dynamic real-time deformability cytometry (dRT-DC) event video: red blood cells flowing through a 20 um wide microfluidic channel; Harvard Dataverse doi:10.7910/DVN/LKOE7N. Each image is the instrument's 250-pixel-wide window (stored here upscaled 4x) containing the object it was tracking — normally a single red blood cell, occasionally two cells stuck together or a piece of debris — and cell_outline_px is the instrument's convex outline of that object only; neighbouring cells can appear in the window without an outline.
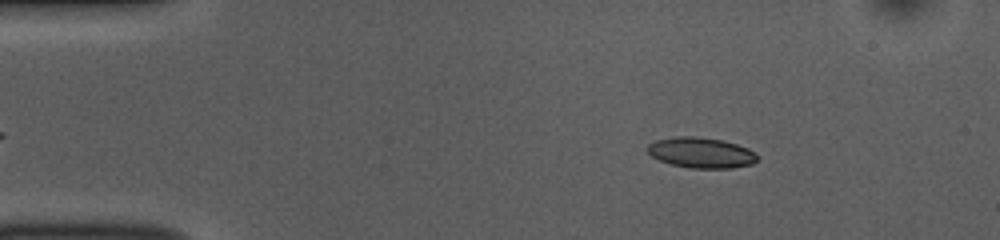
{"species": "common noctule bat (a hibernating species)", "species_latin": "Nyctalus noctula", "temperature_condition": "room temperature", "stored_images_in_passage": 50, "camera_frame_rate_fps": 3000, "um_per_image_px": 0.085, "animal": {"sex": "female", "body_mass_g": 10.0, "forearm_length_mm": 53.1}, "frame": {"image": 1, "passage_image": 5, "time_ms": 1.333, "image_size_px": [1000, 240], "cell_outline_px": [[756, 160], [752, 164], [732, 168], [688, 168], [672, 164], [660, 160], [652, 156], [644, 148], [648, 144], [656, 140], [676, 136], [696, 136], [724, 140], [748, 148], [756, 152]], "centroid_in_image_um": [59.57, 12.97], "position_along_channel_um": 25.4, "area_um2": 19.65}}
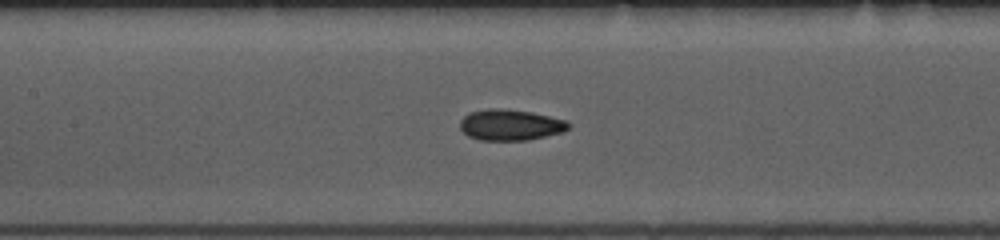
{"frame": {"image": 2, "passage_image": 21, "time_ms": 6.667, "image_size_px": [1000, 240], "cell_outline_px": [[572, 124], [564, 132], [528, 140], [480, 140], [468, 136], [460, 128], [460, 120], [464, 116], [472, 112], [488, 108], [500, 108], [532, 112], [568, 120]], "centroid_in_image_um": [43.42, 10.61], "position_along_channel_um": 164.0, "area_um2": 19.71}}
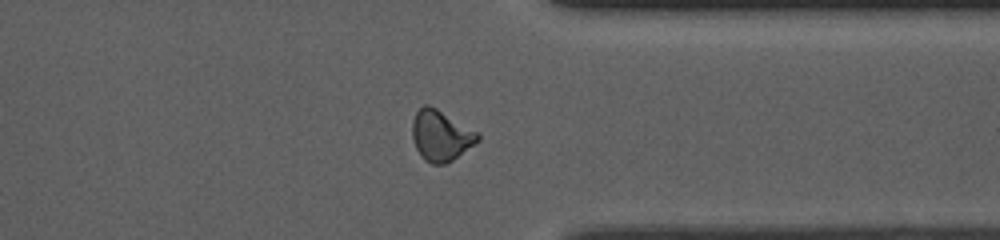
{"frame": {"image": 3, "passage_image": 38, "time_ms": 12.333, "image_size_px": [1000, 240], "cell_outline_px": [[480, 140], [452, 160], [444, 164], [432, 164], [424, 160], [420, 156], [412, 140], [412, 120], [416, 112], [424, 104], [428, 104], [436, 108], [480, 132]], "centroid_in_image_um": [37.47, 11.52], "position_along_channel_um": 373.9, "area_um2": 19.54}, "authors_computed_cell_mechanics": {"area_um2": 19.2763, "velocity_mm_per_s": 3.7699, "shape_relaxation_time_tau1_ms": 3.4893, "shape_relaxation_time_tau2_ms": 1.5026, "deformation_change_tau1": 0.1204, "deformation_change_tau2": 0.0632}}